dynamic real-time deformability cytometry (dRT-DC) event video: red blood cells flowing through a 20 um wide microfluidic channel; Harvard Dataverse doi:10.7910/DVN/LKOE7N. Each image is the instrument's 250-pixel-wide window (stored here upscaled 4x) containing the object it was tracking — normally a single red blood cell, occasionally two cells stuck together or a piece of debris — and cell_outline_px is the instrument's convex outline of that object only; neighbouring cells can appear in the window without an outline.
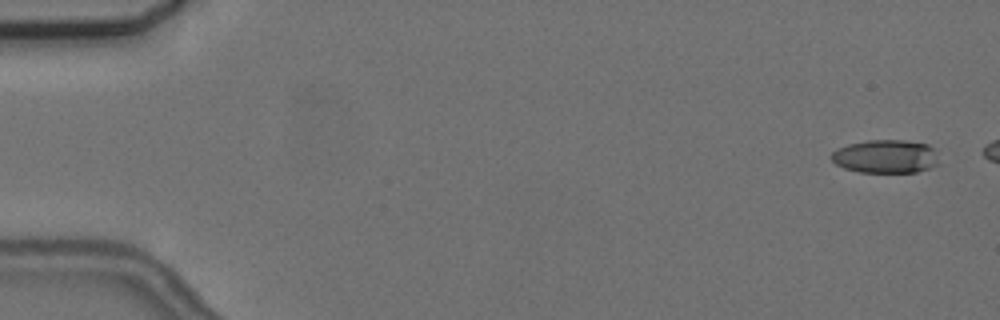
{"species": "common noctule bat (a hibernating species)", "species_latin": "Nyctalus noctula", "temperature_condition": "cold", "stored_images_in_passage": 3, "camera_frame_rate_fps": 3000, "um_per_image_px": 0.085, "animal": {"sex": "female", "body_mass_g": 24.6, "forearm_length_mm": 56.2}, "frame": {"image": 1, "passage_image": 1, "time_ms": 0.0, "image_size_px": [1000, 320], "cell_outline_px": [[940, 164], [916, 172], [860, 172], [844, 168], [836, 164], [832, 160], [832, 152], [836, 148], [848, 144], [868, 140], [904, 140], [928, 144], [932, 148]], "centroid_in_image_um": [75.26, 13.29], "position_along_channel_um": 9.7, "area_um2": 20.87}}